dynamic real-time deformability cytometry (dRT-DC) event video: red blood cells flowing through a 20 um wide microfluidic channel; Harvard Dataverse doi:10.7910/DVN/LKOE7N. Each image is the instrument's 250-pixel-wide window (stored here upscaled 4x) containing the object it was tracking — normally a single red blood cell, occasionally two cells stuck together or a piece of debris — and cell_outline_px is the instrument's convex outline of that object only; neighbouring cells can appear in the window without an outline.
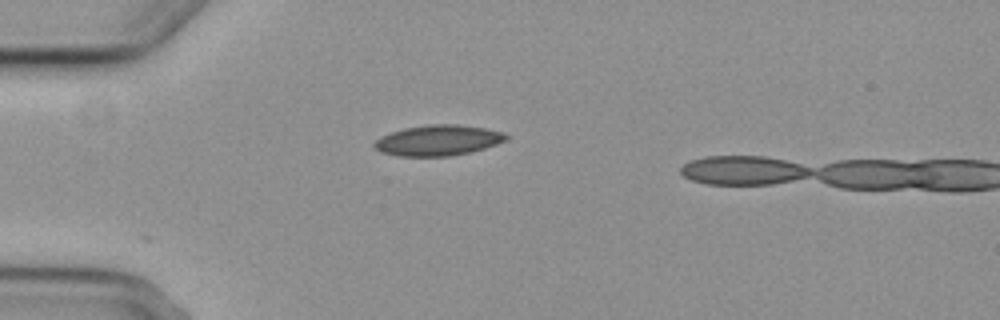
{"species": "common noctule bat (a hibernating species)", "species_latin": "Nyctalus noctula", "temperature_condition": "cold", "stored_images_in_passage": 2, "camera_frame_rate_fps": 3000, "um_per_image_px": 0.085, "animal": {"sex": "female", "body_mass_g": 29.2, "forearm_length_mm": 56.3}, "frame": {"image": 1, "passage_image": 1, "time_ms": 0.0, "image_size_px": [1000, 320], "cell_outline_px": [[508, 140], [484, 148], [468, 152], [448, 156], [400, 156], [380, 152], [372, 144], [380, 136], [404, 128], [428, 124], [456, 124], [484, 128], [504, 132], [508, 136]], "centroid_in_image_um": [37.23, 11.92], "position_along_channel_um": 47.8, "area_um2": 23.41}}